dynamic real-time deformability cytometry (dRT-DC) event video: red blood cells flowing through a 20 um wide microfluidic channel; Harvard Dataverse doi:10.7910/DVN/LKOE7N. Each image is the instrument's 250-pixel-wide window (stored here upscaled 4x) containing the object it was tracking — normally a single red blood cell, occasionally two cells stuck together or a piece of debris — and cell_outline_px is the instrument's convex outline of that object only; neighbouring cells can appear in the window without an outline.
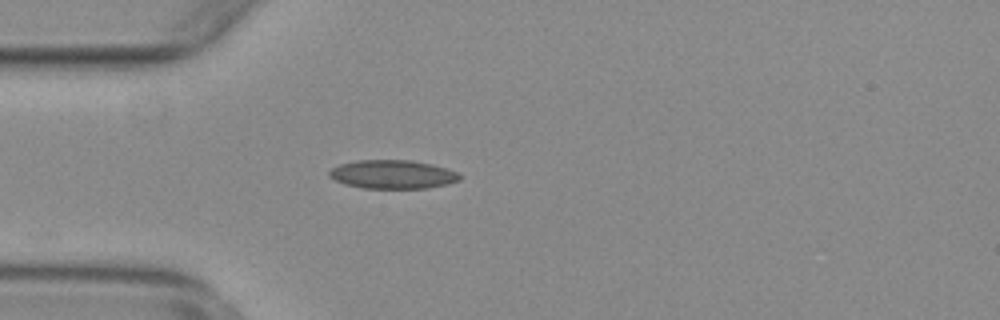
{"species": "common noctule bat (a hibernating species)", "species_latin": "Nyctalus noctula", "temperature_condition": "warm", "stored_images_in_passage": 25, "camera_frame_rate_fps": 3000, "um_per_image_px": 0.085, "animal": {"sex": "female", "body_mass_g": 29.2, "forearm_length_mm": 56.3}, "frame": {"image": 1, "passage_image": 1, "time_ms": 0.0, "image_size_px": [1000, 320], "cell_outline_px": [[460, 180], [448, 184], [428, 188], [364, 188], [344, 184], [328, 176], [328, 172], [332, 168], [340, 164], [356, 160], [412, 160], [432, 164], [456, 172], [460, 176]], "centroid_in_image_um": [33.35, 14.82], "position_along_channel_um": 51.6, "area_um2": 21.73}}
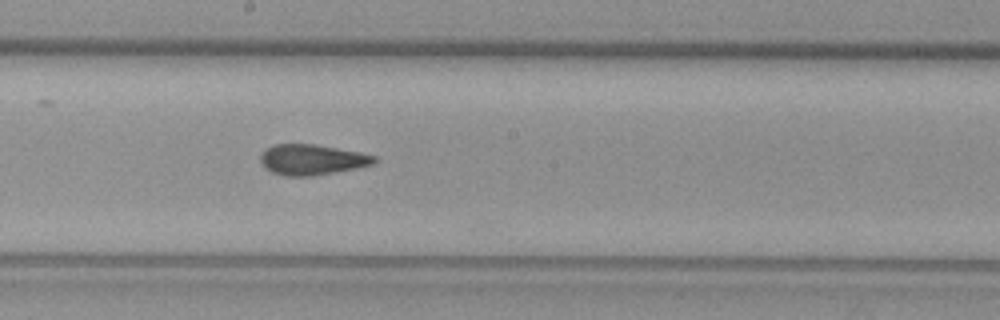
{"frame": {"image": 2, "passage_image": 15, "time_ms": 4.667, "image_size_px": [1000, 320], "cell_outline_px": [[376, 164], [336, 172], [312, 176], [284, 176], [272, 172], [264, 168], [260, 160], [260, 156], [264, 148], [276, 144], [316, 144], [360, 152], [376, 156]], "centroid_in_image_um": [26.51, 13.57], "position_along_channel_um": 221.7, "area_um2": 20.46}}
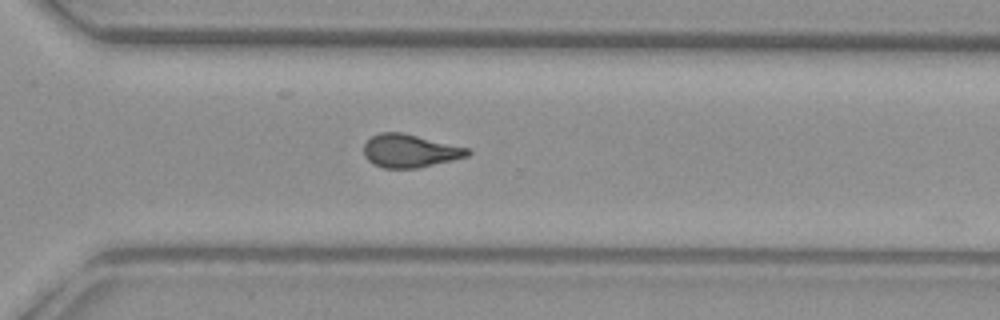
{"frame": {"image": 3, "passage_image": 24, "time_ms": 7.667, "image_size_px": [1000, 320], "cell_outline_px": [[472, 152], [468, 156], [452, 160], [416, 168], [384, 168], [372, 164], [364, 156], [364, 144], [372, 136], [380, 132], [404, 132], [468, 148]], "centroid_in_image_um": [34.82, 12.81], "position_along_channel_um": 335.8, "area_um2": 20.06}}